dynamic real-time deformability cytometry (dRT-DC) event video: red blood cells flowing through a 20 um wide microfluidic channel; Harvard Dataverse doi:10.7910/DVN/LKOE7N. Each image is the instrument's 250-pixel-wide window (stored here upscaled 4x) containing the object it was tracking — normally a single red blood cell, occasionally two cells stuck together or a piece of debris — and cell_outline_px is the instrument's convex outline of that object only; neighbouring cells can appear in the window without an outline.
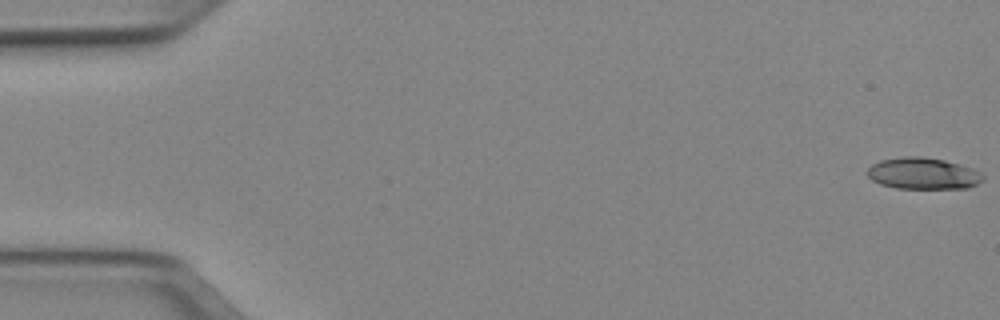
{"species": "Egyptian fruit bat (a non-hibernating species)", "species_latin": "Rousettus aegyptiacus", "temperature_condition": "cold", "stored_images_in_passage": 51, "camera_frame_rate_fps": 3000, "um_per_image_px": 0.085, "animal": {"sex": "female"}, "frame": {"image": 1, "passage_image": 1, "time_ms": 0.0, "image_size_px": [1000, 320], "cell_outline_px": [[984, 180], [968, 188], [896, 188], [880, 184], [872, 180], [864, 172], [872, 164], [880, 160], [900, 156], [920, 156], [944, 160], [960, 164], [984, 172]], "centroid_in_image_um": [78.46, 14.73], "position_along_channel_um": 6.5, "area_um2": 21.56}}
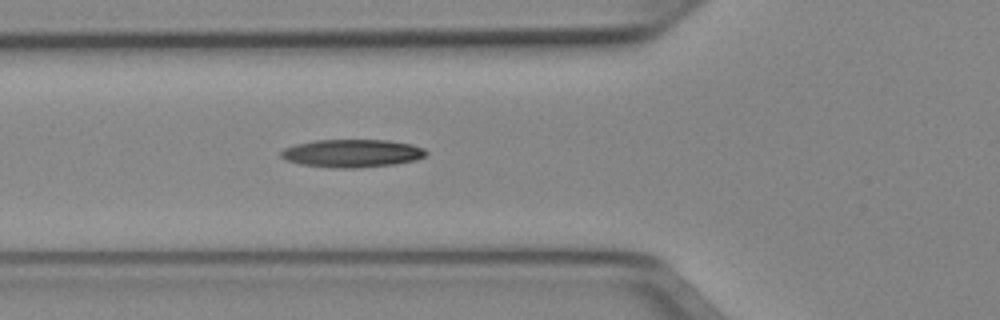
{"frame": {"image": 2, "passage_image": 19, "time_ms": 6.0, "image_size_px": [1000, 320], "cell_outline_px": [[428, 152], [424, 156], [416, 160], [396, 164], [356, 168], [336, 168], [300, 164], [288, 160], [280, 156], [280, 152], [284, 148], [296, 144], [316, 140], [388, 140], [412, 144], [424, 148]], "centroid_in_image_um": [29.95, 13.03], "position_along_channel_um": 95.8, "area_um2": 23.64}}
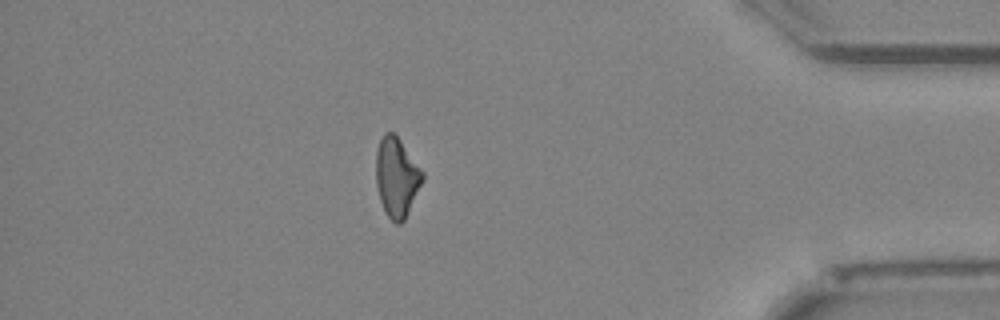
{"frame": {"image": 3, "passage_image": 45, "time_ms": 14.667, "image_size_px": [1000, 320], "cell_outline_px": [[424, 180], [404, 220], [400, 224], [396, 224], [384, 212], [380, 200], [376, 184], [376, 152], [380, 140], [384, 132], [392, 132], [400, 140], [424, 172]], "centroid_in_image_um": [33.72, 15.07], "position_along_channel_um": 401.5, "area_um2": 21.5}, "authors_computed_cell_mechanics": {"area_um2": 22.0218, "velocity_mm_per_s": 3.977, "shape_relaxation_time_tau1_ms": 10.5672, "shape_relaxation_time_tau2_ms": null, "deformation_change_tau1": 0.2397, "deformation_change_tau2": null}}